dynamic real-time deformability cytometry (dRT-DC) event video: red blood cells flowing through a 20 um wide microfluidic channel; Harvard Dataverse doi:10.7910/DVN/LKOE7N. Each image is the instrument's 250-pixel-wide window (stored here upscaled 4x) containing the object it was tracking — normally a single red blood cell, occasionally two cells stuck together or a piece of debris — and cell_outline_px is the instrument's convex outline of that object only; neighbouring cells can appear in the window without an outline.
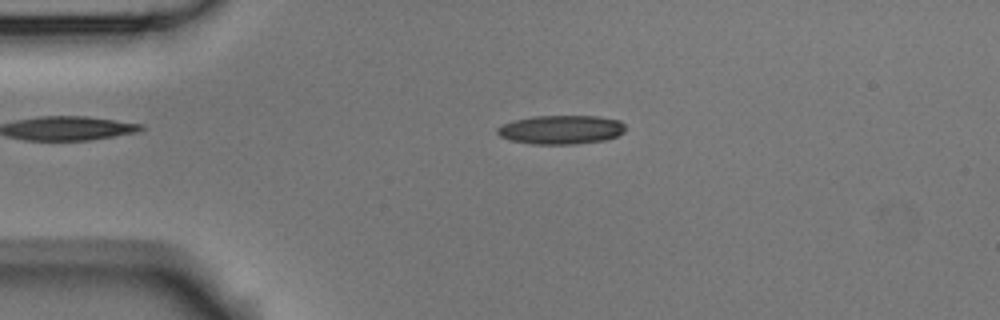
{"species": "Egyptian fruit bat (a non-hibernating species)", "species_latin": "Rousettus aegyptiacus", "temperature_condition": "room temperature", "stored_images_in_passage": 2, "camera_frame_rate_fps": 3000, "um_per_image_px": 0.085, "animal": {"sex": "male"}, "frame": {"image": 1, "passage_image": 1, "time_ms": 0.0, "image_size_px": [1000, 320], "cell_outline_px": [[628, 128], [624, 132], [616, 136], [604, 140], [576, 144], [532, 144], [508, 140], [500, 136], [496, 132], [496, 128], [512, 120], [532, 116], [596, 116], [620, 120]], "centroid_in_image_um": [47.68, 11.02], "position_along_channel_um": 37.3, "area_um2": 21.79}}